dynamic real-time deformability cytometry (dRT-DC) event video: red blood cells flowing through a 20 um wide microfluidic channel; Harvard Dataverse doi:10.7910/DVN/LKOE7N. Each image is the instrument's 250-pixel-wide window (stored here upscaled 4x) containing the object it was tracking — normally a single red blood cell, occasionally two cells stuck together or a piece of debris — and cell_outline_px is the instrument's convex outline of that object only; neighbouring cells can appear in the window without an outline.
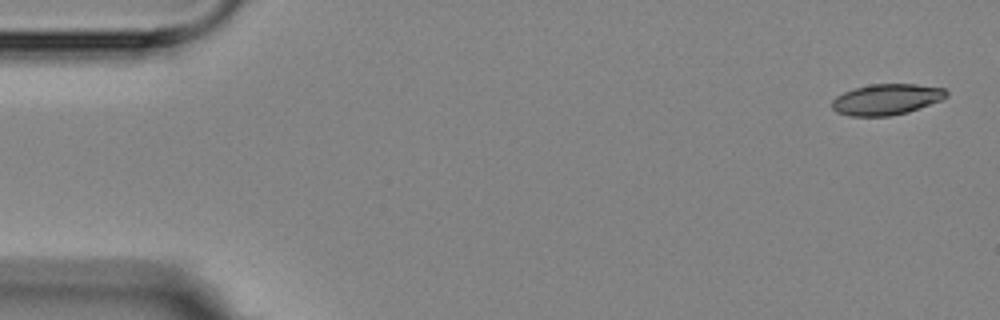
{"species": "Egyptian fruit bat (a non-hibernating species)", "species_latin": "Rousettus aegyptiacus", "temperature_condition": "room temperature", "stored_images_in_passage": 4, "camera_frame_rate_fps": 3000, "um_per_image_px": 0.085, "animal": {"sex": "female"}, "frame": {"image": 1, "passage_image": 1, "time_ms": 0.0, "image_size_px": [1000, 320], "cell_outline_px": [[948, 96], [940, 100], [908, 112], [892, 116], [848, 116], [836, 112], [832, 108], [832, 100], [836, 96], [844, 92], [856, 88], [872, 84], [916, 84], [944, 88], [948, 92]], "centroid_in_image_um": [75.34, 8.45], "position_along_channel_um": 9.7, "area_um2": 20.58}}
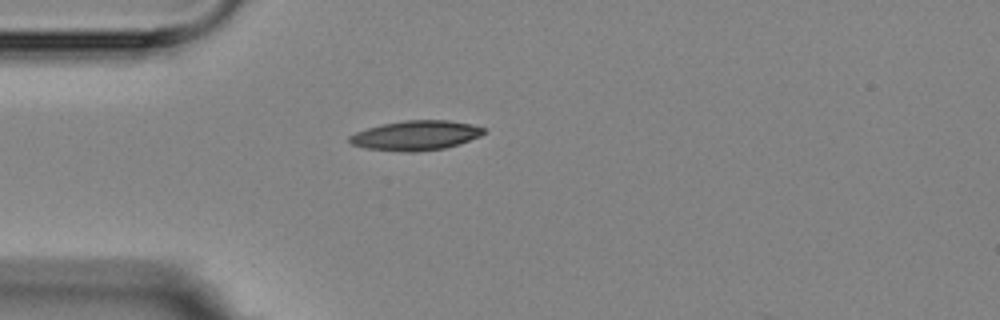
{"frame": {"image": 2, "passage_image": 4, "time_ms": 4.333, "image_size_px": [1000, 320], "cell_outline_px": [[484, 132], [480, 136], [460, 144], [444, 148], [416, 152], [400, 152], [364, 148], [352, 144], [348, 140], [348, 136], [356, 132], [380, 124], [404, 120], [448, 120], [472, 124], [484, 128]], "centroid_in_image_um": [35.32, 11.51], "position_along_channel_um": 49.7, "area_um2": 23.35}}